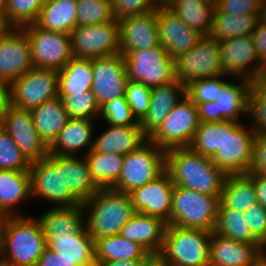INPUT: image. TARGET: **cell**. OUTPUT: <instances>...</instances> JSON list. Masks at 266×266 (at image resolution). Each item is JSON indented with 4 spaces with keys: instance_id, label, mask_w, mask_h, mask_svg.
I'll use <instances>...</instances> for the list:
<instances>
[{
    "instance_id": "cell-22",
    "label": "cell",
    "mask_w": 266,
    "mask_h": 266,
    "mask_svg": "<svg viewBox=\"0 0 266 266\" xmlns=\"http://www.w3.org/2000/svg\"><path fill=\"white\" fill-rule=\"evenodd\" d=\"M120 27V53L160 46L156 10L118 19Z\"/></svg>"
},
{
    "instance_id": "cell-24",
    "label": "cell",
    "mask_w": 266,
    "mask_h": 266,
    "mask_svg": "<svg viewBox=\"0 0 266 266\" xmlns=\"http://www.w3.org/2000/svg\"><path fill=\"white\" fill-rule=\"evenodd\" d=\"M185 95L186 86L178 80L152 87L149 110L140 121L142 132L149 137Z\"/></svg>"
},
{
    "instance_id": "cell-39",
    "label": "cell",
    "mask_w": 266,
    "mask_h": 266,
    "mask_svg": "<svg viewBox=\"0 0 266 266\" xmlns=\"http://www.w3.org/2000/svg\"><path fill=\"white\" fill-rule=\"evenodd\" d=\"M84 157L88 162L91 177L99 188H112L117 183L122 170L123 156L91 149Z\"/></svg>"
},
{
    "instance_id": "cell-17",
    "label": "cell",
    "mask_w": 266,
    "mask_h": 266,
    "mask_svg": "<svg viewBox=\"0 0 266 266\" xmlns=\"http://www.w3.org/2000/svg\"><path fill=\"white\" fill-rule=\"evenodd\" d=\"M92 69L91 91L100 108L109 101L125 97L129 79L123 54L93 58Z\"/></svg>"
},
{
    "instance_id": "cell-35",
    "label": "cell",
    "mask_w": 266,
    "mask_h": 266,
    "mask_svg": "<svg viewBox=\"0 0 266 266\" xmlns=\"http://www.w3.org/2000/svg\"><path fill=\"white\" fill-rule=\"evenodd\" d=\"M93 82L92 59L72 57L58 71V95L90 91Z\"/></svg>"
},
{
    "instance_id": "cell-47",
    "label": "cell",
    "mask_w": 266,
    "mask_h": 266,
    "mask_svg": "<svg viewBox=\"0 0 266 266\" xmlns=\"http://www.w3.org/2000/svg\"><path fill=\"white\" fill-rule=\"evenodd\" d=\"M31 162L0 126V170L29 171Z\"/></svg>"
},
{
    "instance_id": "cell-4",
    "label": "cell",
    "mask_w": 266,
    "mask_h": 266,
    "mask_svg": "<svg viewBox=\"0 0 266 266\" xmlns=\"http://www.w3.org/2000/svg\"><path fill=\"white\" fill-rule=\"evenodd\" d=\"M212 232L167 225L158 255L166 266H209Z\"/></svg>"
},
{
    "instance_id": "cell-48",
    "label": "cell",
    "mask_w": 266,
    "mask_h": 266,
    "mask_svg": "<svg viewBox=\"0 0 266 266\" xmlns=\"http://www.w3.org/2000/svg\"><path fill=\"white\" fill-rule=\"evenodd\" d=\"M102 119L113 126L135 125L138 121L132 115L126 97H119L105 103L100 108Z\"/></svg>"
},
{
    "instance_id": "cell-11",
    "label": "cell",
    "mask_w": 266,
    "mask_h": 266,
    "mask_svg": "<svg viewBox=\"0 0 266 266\" xmlns=\"http://www.w3.org/2000/svg\"><path fill=\"white\" fill-rule=\"evenodd\" d=\"M58 96V71L32 68L8 86V103L31 110Z\"/></svg>"
},
{
    "instance_id": "cell-7",
    "label": "cell",
    "mask_w": 266,
    "mask_h": 266,
    "mask_svg": "<svg viewBox=\"0 0 266 266\" xmlns=\"http://www.w3.org/2000/svg\"><path fill=\"white\" fill-rule=\"evenodd\" d=\"M47 248L36 266H96L95 241L86 230L45 236Z\"/></svg>"
},
{
    "instance_id": "cell-61",
    "label": "cell",
    "mask_w": 266,
    "mask_h": 266,
    "mask_svg": "<svg viewBox=\"0 0 266 266\" xmlns=\"http://www.w3.org/2000/svg\"><path fill=\"white\" fill-rule=\"evenodd\" d=\"M6 216L0 213V260H1V251H2V231L5 223Z\"/></svg>"
},
{
    "instance_id": "cell-26",
    "label": "cell",
    "mask_w": 266,
    "mask_h": 266,
    "mask_svg": "<svg viewBox=\"0 0 266 266\" xmlns=\"http://www.w3.org/2000/svg\"><path fill=\"white\" fill-rule=\"evenodd\" d=\"M167 223L158 217L136 213L125 223L120 235L143 246L151 255H159Z\"/></svg>"
},
{
    "instance_id": "cell-12",
    "label": "cell",
    "mask_w": 266,
    "mask_h": 266,
    "mask_svg": "<svg viewBox=\"0 0 266 266\" xmlns=\"http://www.w3.org/2000/svg\"><path fill=\"white\" fill-rule=\"evenodd\" d=\"M255 136L252 128L242 127L239 121L225 120V141L211 160L227 175L248 173Z\"/></svg>"
},
{
    "instance_id": "cell-15",
    "label": "cell",
    "mask_w": 266,
    "mask_h": 266,
    "mask_svg": "<svg viewBox=\"0 0 266 266\" xmlns=\"http://www.w3.org/2000/svg\"><path fill=\"white\" fill-rule=\"evenodd\" d=\"M70 36L74 57L93 59L120 53L118 19L103 24L77 26Z\"/></svg>"
},
{
    "instance_id": "cell-27",
    "label": "cell",
    "mask_w": 266,
    "mask_h": 266,
    "mask_svg": "<svg viewBox=\"0 0 266 266\" xmlns=\"http://www.w3.org/2000/svg\"><path fill=\"white\" fill-rule=\"evenodd\" d=\"M147 140L148 137L142 132L139 121L135 125H109V128L93 142L92 149L97 152L124 157L138 149Z\"/></svg>"
},
{
    "instance_id": "cell-28",
    "label": "cell",
    "mask_w": 266,
    "mask_h": 266,
    "mask_svg": "<svg viewBox=\"0 0 266 266\" xmlns=\"http://www.w3.org/2000/svg\"><path fill=\"white\" fill-rule=\"evenodd\" d=\"M93 121L91 119L70 118L58 137L49 146V153L74 156L80 149L93 147ZM75 153V154H74Z\"/></svg>"
},
{
    "instance_id": "cell-36",
    "label": "cell",
    "mask_w": 266,
    "mask_h": 266,
    "mask_svg": "<svg viewBox=\"0 0 266 266\" xmlns=\"http://www.w3.org/2000/svg\"><path fill=\"white\" fill-rule=\"evenodd\" d=\"M220 203L225 208L238 210L243 213L258 203L252 178L247 173L227 175Z\"/></svg>"
},
{
    "instance_id": "cell-62",
    "label": "cell",
    "mask_w": 266,
    "mask_h": 266,
    "mask_svg": "<svg viewBox=\"0 0 266 266\" xmlns=\"http://www.w3.org/2000/svg\"><path fill=\"white\" fill-rule=\"evenodd\" d=\"M6 4L7 0H0V17L5 21V23H6Z\"/></svg>"
},
{
    "instance_id": "cell-55",
    "label": "cell",
    "mask_w": 266,
    "mask_h": 266,
    "mask_svg": "<svg viewBox=\"0 0 266 266\" xmlns=\"http://www.w3.org/2000/svg\"><path fill=\"white\" fill-rule=\"evenodd\" d=\"M247 174L252 178L254 183L258 203L266 208V176L254 171H249Z\"/></svg>"
},
{
    "instance_id": "cell-59",
    "label": "cell",
    "mask_w": 266,
    "mask_h": 266,
    "mask_svg": "<svg viewBox=\"0 0 266 266\" xmlns=\"http://www.w3.org/2000/svg\"><path fill=\"white\" fill-rule=\"evenodd\" d=\"M142 266H166L158 255H151Z\"/></svg>"
},
{
    "instance_id": "cell-65",
    "label": "cell",
    "mask_w": 266,
    "mask_h": 266,
    "mask_svg": "<svg viewBox=\"0 0 266 266\" xmlns=\"http://www.w3.org/2000/svg\"><path fill=\"white\" fill-rule=\"evenodd\" d=\"M203 1L216 7L220 0H203Z\"/></svg>"
},
{
    "instance_id": "cell-3",
    "label": "cell",
    "mask_w": 266,
    "mask_h": 266,
    "mask_svg": "<svg viewBox=\"0 0 266 266\" xmlns=\"http://www.w3.org/2000/svg\"><path fill=\"white\" fill-rule=\"evenodd\" d=\"M82 207L89 210L84 224L94 241L119 234L122 226L137 213L130 195L112 188H100Z\"/></svg>"
},
{
    "instance_id": "cell-38",
    "label": "cell",
    "mask_w": 266,
    "mask_h": 266,
    "mask_svg": "<svg viewBox=\"0 0 266 266\" xmlns=\"http://www.w3.org/2000/svg\"><path fill=\"white\" fill-rule=\"evenodd\" d=\"M259 15H229L221 13L216 7L209 37L217 42L243 35H251L259 21Z\"/></svg>"
},
{
    "instance_id": "cell-52",
    "label": "cell",
    "mask_w": 266,
    "mask_h": 266,
    "mask_svg": "<svg viewBox=\"0 0 266 266\" xmlns=\"http://www.w3.org/2000/svg\"><path fill=\"white\" fill-rule=\"evenodd\" d=\"M260 0H220L216 8L229 15H259Z\"/></svg>"
},
{
    "instance_id": "cell-2",
    "label": "cell",
    "mask_w": 266,
    "mask_h": 266,
    "mask_svg": "<svg viewBox=\"0 0 266 266\" xmlns=\"http://www.w3.org/2000/svg\"><path fill=\"white\" fill-rule=\"evenodd\" d=\"M46 248V238L38 218L6 217L0 266H36Z\"/></svg>"
},
{
    "instance_id": "cell-50",
    "label": "cell",
    "mask_w": 266,
    "mask_h": 266,
    "mask_svg": "<svg viewBox=\"0 0 266 266\" xmlns=\"http://www.w3.org/2000/svg\"><path fill=\"white\" fill-rule=\"evenodd\" d=\"M162 3L163 0H111L116 19L156 10Z\"/></svg>"
},
{
    "instance_id": "cell-1",
    "label": "cell",
    "mask_w": 266,
    "mask_h": 266,
    "mask_svg": "<svg viewBox=\"0 0 266 266\" xmlns=\"http://www.w3.org/2000/svg\"><path fill=\"white\" fill-rule=\"evenodd\" d=\"M166 171L174 185L199 193L221 196L227 174L211 158L202 156L191 147L166 151Z\"/></svg>"
},
{
    "instance_id": "cell-64",
    "label": "cell",
    "mask_w": 266,
    "mask_h": 266,
    "mask_svg": "<svg viewBox=\"0 0 266 266\" xmlns=\"http://www.w3.org/2000/svg\"><path fill=\"white\" fill-rule=\"evenodd\" d=\"M10 27L5 23V21L0 17V37L9 29Z\"/></svg>"
},
{
    "instance_id": "cell-13",
    "label": "cell",
    "mask_w": 266,
    "mask_h": 266,
    "mask_svg": "<svg viewBox=\"0 0 266 266\" xmlns=\"http://www.w3.org/2000/svg\"><path fill=\"white\" fill-rule=\"evenodd\" d=\"M174 61L176 80L185 86L198 79L223 74L219 43L209 36H203L192 49Z\"/></svg>"
},
{
    "instance_id": "cell-45",
    "label": "cell",
    "mask_w": 266,
    "mask_h": 266,
    "mask_svg": "<svg viewBox=\"0 0 266 266\" xmlns=\"http://www.w3.org/2000/svg\"><path fill=\"white\" fill-rule=\"evenodd\" d=\"M58 96L62 99L70 118L93 120L94 117L100 116V106L91 90Z\"/></svg>"
},
{
    "instance_id": "cell-10",
    "label": "cell",
    "mask_w": 266,
    "mask_h": 266,
    "mask_svg": "<svg viewBox=\"0 0 266 266\" xmlns=\"http://www.w3.org/2000/svg\"><path fill=\"white\" fill-rule=\"evenodd\" d=\"M29 38L34 68L60 71L73 57L70 34L38 27H21Z\"/></svg>"
},
{
    "instance_id": "cell-46",
    "label": "cell",
    "mask_w": 266,
    "mask_h": 266,
    "mask_svg": "<svg viewBox=\"0 0 266 266\" xmlns=\"http://www.w3.org/2000/svg\"><path fill=\"white\" fill-rule=\"evenodd\" d=\"M224 74L195 80L186 86V95L196 104L215 101L230 81L222 80Z\"/></svg>"
},
{
    "instance_id": "cell-32",
    "label": "cell",
    "mask_w": 266,
    "mask_h": 266,
    "mask_svg": "<svg viewBox=\"0 0 266 266\" xmlns=\"http://www.w3.org/2000/svg\"><path fill=\"white\" fill-rule=\"evenodd\" d=\"M31 196L30 171L0 170V213L17 216L13 207L25 197Z\"/></svg>"
},
{
    "instance_id": "cell-30",
    "label": "cell",
    "mask_w": 266,
    "mask_h": 266,
    "mask_svg": "<svg viewBox=\"0 0 266 266\" xmlns=\"http://www.w3.org/2000/svg\"><path fill=\"white\" fill-rule=\"evenodd\" d=\"M35 24L46 30L70 34L77 26V0L45 1Z\"/></svg>"
},
{
    "instance_id": "cell-23",
    "label": "cell",
    "mask_w": 266,
    "mask_h": 266,
    "mask_svg": "<svg viewBox=\"0 0 266 266\" xmlns=\"http://www.w3.org/2000/svg\"><path fill=\"white\" fill-rule=\"evenodd\" d=\"M264 247L262 243L236 241L212 232L209 266H253Z\"/></svg>"
},
{
    "instance_id": "cell-60",
    "label": "cell",
    "mask_w": 266,
    "mask_h": 266,
    "mask_svg": "<svg viewBox=\"0 0 266 266\" xmlns=\"http://www.w3.org/2000/svg\"><path fill=\"white\" fill-rule=\"evenodd\" d=\"M259 22L266 24V0H262L259 10Z\"/></svg>"
},
{
    "instance_id": "cell-31",
    "label": "cell",
    "mask_w": 266,
    "mask_h": 266,
    "mask_svg": "<svg viewBox=\"0 0 266 266\" xmlns=\"http://www.w3.org/2000/svg\"><path fill=\"white\" fill-rule=\"evenodd\" d=\"M163 4L191 29L208 36L215 7L203 0H163Z\"/></svg>"
},
{
    "instance_id": "cell-18",
    "label": "cell",
    "mask_w": 266,
    "mask_h": 266,
    "mask_svg": "<svg viewBox=\"0 0 266 266\" xmlns=\"http://www.w3.org/2000/svg\"><path fill=\"white\" fill-rule=\"evenodd\" d=\"M47 158L57 167L63 168L64 206L82 205L100 188L91 177L85 157L49 153Z\"/></svg>"
},
{
    "instance_id": "cell-54",
    "label": "cell",
    "mask_w": 266,
    "mask_h": 266,
    "mask_svg": "<svg viewBox=\"0 0 266 266\" xmlns=\"http://www.w3.org/2000/svg\"><path fill=\"white\" fill-rule=\"evenodd\" d=\"M251 36L258 60L266 68V24L258 21Z\"/></svg>"
},
{
    "instance_id": "cell-53",
    "label": "cell",
    "mask_w": 266,
    "mask_h": 266,
    "mask_svg": "<svg viewBox=\"0 0 266 266\" xmlns=\"http://www.w3.org/2000/svg\"><path fill=\"white\" fill-rule=\"evenodd\" d=\"M250 171L266 176V134H256Z\"/></svg>"
},
{
    "instance_id": "cell-14",
    "label": "cell",
    "mask_w": 266,
    "mask_h": 266,
    "mask_svg": "<svg viewBox=\"0 0 266 266\" xmlns=\"http://www.w3.org/2000/svg\"><path fill=\"white\" fill-rule=\"evenodd\" d=\"M0 126L31 163L49 155V146L38 133L31 110L16 108L7 103L0 115Z\"/></svg>"
},
{
    "instance_id": "cell-21",
    "label": "cell",
    "mask_w": 266,
    "mask_h": 266,
    "mask_svg": "<svg viewBox=\"0 0 266 266\" xmlns=\"http://www.w3.org/2000/svg\"><path fill=\"white\" fill-rule=\"evenodd\" d=\"M156 18L160 44L173 59L188 52L203 37L196 30L189 28L163 3L156 9Z\"/></svg>"
},
{
    "instance_id": "cell-58",
    "label": "cell",
    "mask_w": 266,
    "mask_h": 266,
    "mask_svg": "<svg viewBox=\"0 0 266 266\" xmlns=\"http://www.w3.org/2000/svg\"><path fill=\"white\" fill-rule=\"evenodd\" d=\"M8 103V86L0 80V115Z\"/></svg>"
},
{
    "instance_id": "cell-42",
    "label": "cell",
    "mask_w": 266,
    "mask_h": 266,
    "mask_svg": "<svg viewBox=\"0 0 266 266\" xmlns=\"http://www.w3.org/2000/svg\"><path fill=\"white\" fill-rule=\"evenodd\" d=\"M111 0H77L78 26L115 21Z\"/></svg>"
},
{
    "instance_id": "cell-25",
    "label": "cell",
    "mask_w": 266,
    "mask_h": 266,
    "mask_svg": "<svg viewBox=\"0 0 266 266\" xmlns=\"http://www.w3.org/2000/svg\"><path fill=\"white\" fill-rule=\"evenodd\" d=\"M31 197H41L57 206H64L63 168H57L48 158L31 163Z\"/></svg>"
},
{
    "instance_id": "cell-29",
    "label": "cell",
    "mask_w": 266,
    "mask_h": 266,
    "mask_svg": "<svg viewBox=\"0 0 266 266\" xmlns=\"http://www.w3.org/2000/svg\"><path fill=\"white\" fill-rule=\"evenodd\" d=\"M31 112L34 125L48 146L54 142L70 119L59 96L34 107Z\"/></svg>"
},
{
    "instance_id": "cell-63",
    "label": "cell",
    "mask_w": 266,
    "mask_h": 266,
    "mask_svg": "<svg viewBox=\"0 0 266 266\" xmlns=\"http://www.w3.org/2000/svg\"><path fill=\"white\" fill-rule=\"evenodd\" d=\"M253 266H266V253L263 252L262 255L254 262Z\"/></svg>"
},
{
    "instance_id": "cell-20",
    "label": "cell",
    "mask_w": 266,
    "mask_h": 266,
    "mask_svg": "<svg viewBox=\"0 0 266 266\" xmlns=\"http://www.w3.org/2000/svg\"><path fill=\"white\" fill-rule=\"evenodd\" d=\"M174 183L165 171L157 179L129 193L137 213L162 219L170 225V211Z\"/></svg>"
},
{
    "instance_id": "cell-16",
    "label": "cell",
    "mask_w": 266,
    "mask_h": 266,
    "mask_svg": "<svg viewBox=\"0 0 266 266\" xmlns=\"http://www.w3.org/2000/svg\"><path fill=\"white\" fill-rule=\"evenodd\" d=\"M218 43L224 75H234L250 82L265 75L266 68L258 60L251 35L229 38Z\"/></svg>"
},
{
    "instance_id": "cell-34",
    "label": "cell",
    "mask_w": 266,
    "mask_h": 266,
    "mask_svg": "<svg viewBox=\"0 0 266 266\" xmlns=\"http://www.w3.org/2000/svg\"><path fill=\"white\" fill-rule=\"evenodd\" d=\"M151 254L139 243L120 234L95 240L96 265L103 261L148 259Z\"/></svg>"
},
{
    "instance_id": "cell-37",
    "label": "cell",
    "mask_w": 266,
    "mask_h": 266,
    "mask_svg": "<svg viewBox=\"0 0 266 266\" xmlns=\"http://www.w3.org/2000/svg\"><path fill=\"white\" fill-rule=\"evenodd\" d=\"M240 84L230 82L215 100L217 108V122L225 120L238 121L240 113H247L248 94L251 82L241 79Z\"/></svg>"
},
{
    "instance_id": "cell-51",
    "label": "cell",
    "mask_w": 266,
    "mask_h": 266,
    "mask_svg": "<svg viewBox=\"0 0 266 266\" xmlns=\"http://www.w3.org/2000/svg\"><path fill=\"white\" fill-rule=\"evenodd\" d=\"M244 215H247L252 234L266 247V208L256 203L248 208Z\"/></svg>"
},
{
    "instance_id": "cell-56",
    "label": "cell",
    "mask_w": 266,
    "mask_h": 266,
    "mask_svg": "<svg viewBox=\"0 0 266 266\" xmlns=\"http://www.w3.org/2000/svg\"><path fill=\"white\" fill-rule=\"evenodd\" d=\"M200 123L217 122L216 102H206L197 105Z\"/></svg>"
},
{
    "instance_id": "cell-6",
    "label": "cell",
    "mask_w": 266,
    "mask_h": 266,
    "mask_svg": "<svg viewBox=\"0 0 266 266\" xmlns=\"http://www.w3.org/2000/svg\"><path fill=\"white\" fill-rule=\"evenodd\" d=\"M166 171V151L147 140L123 158L122 170L112 189L129 194Z\"/></svg>"
},
{
    "instance_id": "cell-5",
    "label": "cell",
    "mask_w": 266,
    "mask_h": 266,
    "mask_svg": "<svg viewBox=\"0 0 266 266\" xmlns=\"http://www.w3.org/2000/svg\"><path fill=\"white\" fill-rule=\"evenodd\" d=\"M220 198L174 185L170 225L213 232Z\"/></svg>"
},
{
    "instance_id": "cell-33",
    "label": "cell",
    "mask_w": 266,
    "mask_h": 266,
    "mask_svg": "<svg viewBox=\"0 0 266 266\" xmlns=\"http://www.w3.org/2000/svg\"><path fill=\"white\" fill-rule=\"evenodd\" d=\"M84 211L82 205L55 206L37 218L42 225L44 236H58L69 234L70 231H82L85 228Z\"/></svg>"
},
{
    "instance_id": "cell-40",
    "label": "cell",
    "mask_w": 266,
    "mask_h": 266,
    "mask_svg": "<svg viewBox=\"0 0 266 266\" xmlns=\"http://www.w3.org/2000/svg\"><path fill=\"white\" fill-rule=\"evenodd\" d=\"M215 233L241 242L261 243L253 234L247 223V215L238 210L225 208L219 204Z\"/></svg>"
},
{
    "instance_id": "cell-9",
    "label": "cell",
    "mask_w": 266,
    "mask_h": 266,
    "mask_svg": "<svg viewBox=\"0 0 266 266\" xmlns=\"http://www.w3.org/2000/svg\"><path fill=\"white\" fill-rule=\"evenodd\" d=\"M128 79L152 88L176 81L175 61L162 45L124 54Z\"/></svg>"
},
{
    "instance_id": "cell-19",
    "label": "cell",
    "mask_w": 266,
    "mask_h": 266,
    "mask_svg": "<svg viewBox=\"0 0 266 266\" xmlns=\"http://www.w3.org/2000/svg\"><path fill=\"white\" fill-rule=\"evenodd\" d=\"M34 68L29 38L22 28L10 27L0 37V80L9 86Z\"/></svg>"
},
{
    "instance_id": "cell-49",
    "label": "cell",
    "mask_w": 266,
    "mask_h": 266,
    "mask_svg": "<svg viewBox=\"0 0 266 266\" xmlns=\"http://www.w3.org/2000/svg\"><path fill=\"white\" fill-rule=\"evenodd\" d=\"M151 88L145 84L129 80L126 87V100L130 106L132 115L137 121H141L150 107Z\"/></svg>"
},
{
    "instance_id": "cell-41",
    "label": "cell",
    "mask_w": 266,
    "mask_h": 266,
    "mask_svg": "<svg viewBox=\"0 0 266 266\" xmlns=\"http://www.w3.org/2000/svg\"><path fill=\"white\" fill-rule=\"evenodd\" d=\"M225 141V121L200 123L190 147L202 156L212 158Z\"/></svg>"
},
{
    "instance_id": "cell-57",
    "label": "cell",
    "mask_w": 266,
    "mask_h": 266,
    "mask_svg": "<svg viewBox=\"0 0 266 266\" xmlns=\"http://www.w3.org/2000/svg\"><path fill=\"white\" fill-rule=\"evenodd\" d=\"M147 259H137V260H112V261H103L98 263L96 266H142V264Z\"/></svg>"
},
{
    "instance_id": "cell-43",
    "label": "cell",
    "mask_w": 266,
    "mask_h": 266,
    "mask_svg": "<svg viewBox=\"0 0 266 266\" xmlns=\"http://www.w3.org/2000/svg\"><path fill=\"white\" fill-rule=\"evenodd\" d=\"M45 0H7L6 24L21 28L35 23Z\"/></svg>"
},
{
    "instance_id": "cell-44",
    "label": "cell",
    "mask_w": 266,
    "mask_h": 266,
    "mask_svg": "<svg viewBox=\"0 0 266 266\" xmlns=\"http://www.w3.org/2000/svg\"><path fill=\"white\" fill-rule=\"evenodd\" d=\"M249 113V114H248ZM247 114L252 117L256 134H266V77L251 82ZM256 123V124H255Z\"/></svg>"
},
{
    "instance_id": "cell-8",
    "label": "cell",
    "mask_w": 266,
    "mask_h": 266,
    "mask_svg": "<svg viewBox=\"0 0 266 266\" xmlns=\"http://www.w3.org/2000/svg\"><path fill=\"white\" fill-rule=\"evenodd\" d=\"M199 124L197 105L185 95L148 140L165 151L190 147Z\"/></svg>"
}]
</instances>
